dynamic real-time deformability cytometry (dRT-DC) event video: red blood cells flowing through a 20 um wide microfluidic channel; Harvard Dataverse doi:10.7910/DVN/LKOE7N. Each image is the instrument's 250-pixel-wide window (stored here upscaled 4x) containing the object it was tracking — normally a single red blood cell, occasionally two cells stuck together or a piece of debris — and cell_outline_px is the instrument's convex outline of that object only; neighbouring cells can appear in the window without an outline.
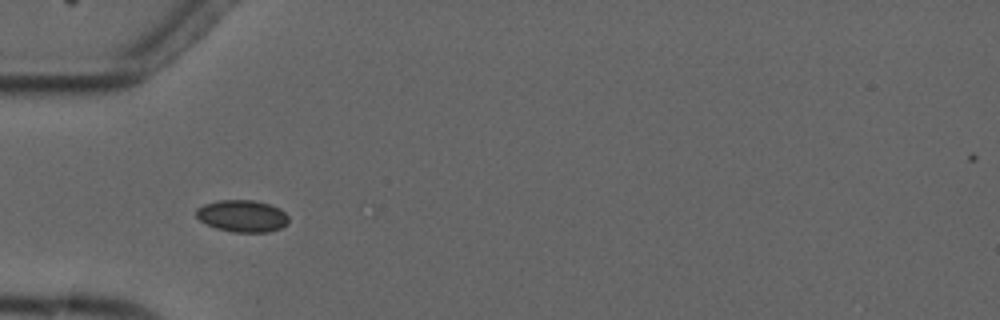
{"species": "common noctule bat (a hibernating species)", "species_latin": "Nyctalus noctula", "temperature_condition": "cold", "stored_images_in_passage": 9, "camera_frame_rate_fps": 3000, "um_per_image_px": 0.085, "animal": {"sex": "male", "forearm_length_mm": 52.5}, "frame": {"image": 1, "passage_image": 3, "time_ms": 2.333, "image_size_px": [1000, 320], "cell_outline_px": [[288, 224], [280, 228], [268, 232], [232, 232], [216, 228], [200, 220], [196, 216], [196, 208], [204, 204], [220, 200], [256, 200], [280, 208], [288, 216]], "centroid_in_image_um": [20.6, 18.36], "position_along_channel_um": 64.4, "area_um2": 17.22}}
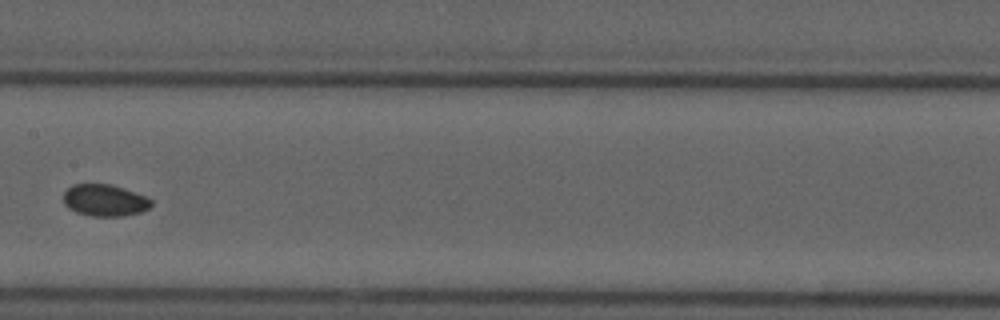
{"frame": {"image": 2, "passage_image": 6, "time_ms": 6.0, "image_size_px": [1000, 320], "cell_outline_px": [[152, 204], [148, 208], [140, 212], [124, 216], [92, 216], [76, 212], [68, 208], [64, 204], [64, 192], [72, 184], [108, 184], [144, 196], [152, 200]], "centroid_in_image_um": [8.86, 17.04], "position_along_channel_um": 198.5, "area_um2": 16.01}}
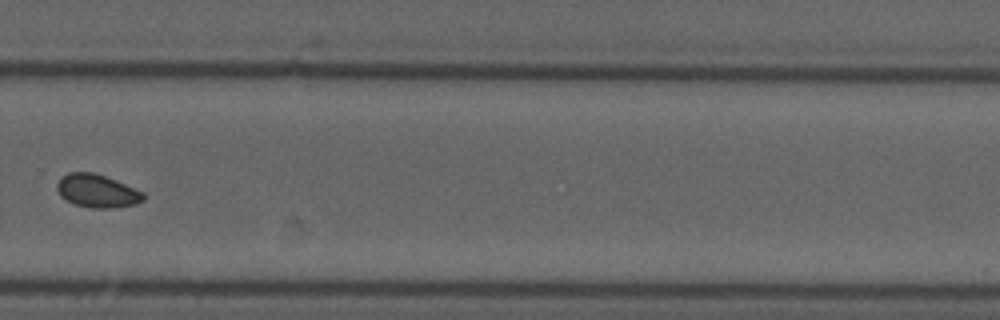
{"frame": {"image": 3, "passage_image": 9, "time_ms": 9.333, "image_size_px": [1000, 320], "cell_outline_px": [[144, 200], [136, 204], [112, 208], [88, 208], [76, 204], [60, 196], [56, 188], [56, 184], [60, 176], [68, 172], [92, 172], [116, 180], [144, 192]], "centroid_in_image_um": [8.24, 16.22], "position_along_channel_um": 321.6, "area_um2": 16.76}}